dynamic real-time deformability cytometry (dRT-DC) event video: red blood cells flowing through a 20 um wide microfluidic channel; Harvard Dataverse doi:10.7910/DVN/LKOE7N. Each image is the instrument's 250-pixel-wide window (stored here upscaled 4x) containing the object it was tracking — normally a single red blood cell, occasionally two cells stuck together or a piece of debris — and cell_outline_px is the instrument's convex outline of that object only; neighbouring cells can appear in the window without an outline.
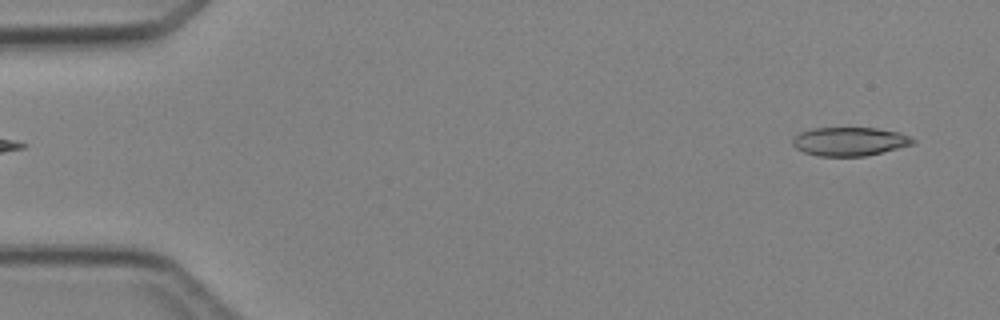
{"species": "Egyptian fruit bat (a non-hibernating species)", "species_latin": "Rousettus aegyptiacus", "temperature_condition": "cold", "stored_images_in_passage": 5, "camera_frame_rate_fps": 3000, "um_per_image_px": 0.085, "animal": {"sex": "female"}, "frame": {"image": 1, "passage_image": 5, "time_ms": 5.333, "image_size_px": [1000, 320], "cell_outline_px": [[916, 144], [864, 156], [816, 156], [804, 152], [796, 148], [792, 144], [792, 140], [800, 132], [812, 128], [876, 128], [900, 132], [916, 140]], "centroid_in_image_um": [72.23, 12.02], "position_along_channel_um": 12.8, "area_um2": 20.11}}